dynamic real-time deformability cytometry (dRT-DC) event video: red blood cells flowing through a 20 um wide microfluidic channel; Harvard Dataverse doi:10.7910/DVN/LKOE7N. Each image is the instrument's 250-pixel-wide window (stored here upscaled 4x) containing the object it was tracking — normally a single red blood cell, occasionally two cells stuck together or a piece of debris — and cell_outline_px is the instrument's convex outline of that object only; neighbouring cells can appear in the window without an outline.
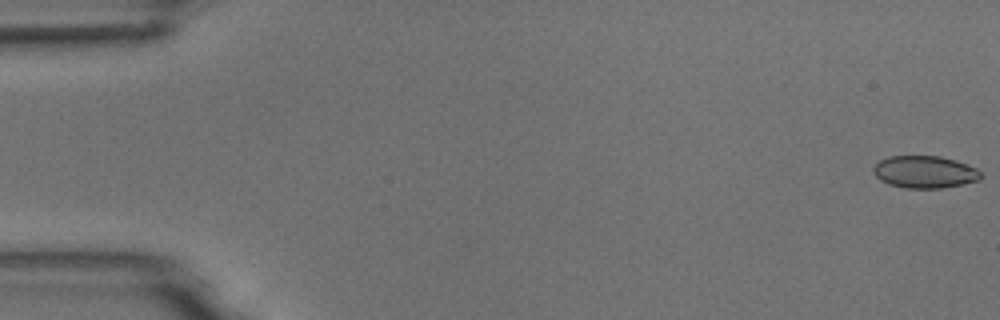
{"species": "common noctule bat (a hibernating species)", "species_latin": "Nyctalus noctula", "temperature_condition": "room temperature", "stored_images_in_passage": 6, "camera_frame_rate_fps": 3000, "um_per_image_px": 0.085, "animal": {"sex": "male", "body_mass_g": 18.8}, "frame": {"image": 1, "passage_image": 1, "time_ms": 0.0, "image_size_px": [1000, 320], "cell_outline_px": [[980, 180], [964, 184], [944, 188], [904, 188], [888, 184], [880, 180], [872, 172], [872, 168], [880, 160], [888, 156], [940, 156], [956, 160], [976, 168], [980, 172]], "centroid_in_image_um": [78.58, 14.62], "position_along_channel_um": 6.4, "area_um2": 20.35}}